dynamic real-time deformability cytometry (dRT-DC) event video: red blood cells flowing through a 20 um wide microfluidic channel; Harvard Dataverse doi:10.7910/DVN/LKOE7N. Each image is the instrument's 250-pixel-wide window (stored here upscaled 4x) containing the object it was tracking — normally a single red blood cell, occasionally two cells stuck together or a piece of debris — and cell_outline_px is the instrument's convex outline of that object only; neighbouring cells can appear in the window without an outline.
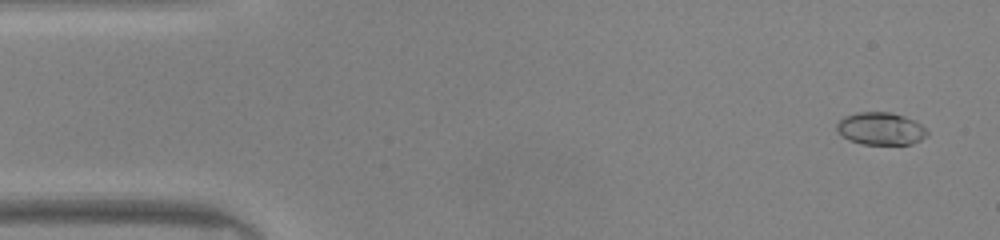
{"species": "common noctule bat (a hibernating species)", "species_latin": "Nyctalus noctula", "temperature_condition": "warm", "stored_images_in_passage": 46, "camera_frame_rate_fps": 3000, "um_per_image_px": 0.085, "animal": {"sex": "male", "body_mass_g": 20.0, "forearm_length_mm": 53.3}, "frame": {"image": 1, "passage_image": 3, "time_ms": 0.667, "image_size_px": [1000, 240], "cell_outline_px": [[928, 136], [912, 144], [860, 144], [848, 140], [836, 132], [836, 124], [844, 116], [856, 112], [888, 112], [904, 116], [916, 120], [928, 132]], "centroid_in_image_um": [74.83, 10.94], "position_along_channel_um": 10.2, "area_um2": 17.34}}
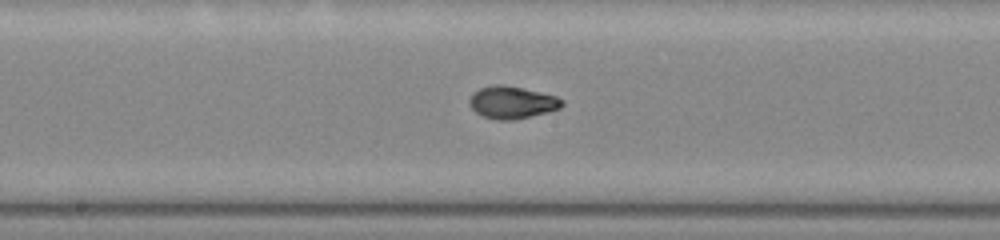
{"frame": {"image": 2, "passage_image": 25, "time_ms": 8.0, "image_size_px": [1000, 240], "cell_outline_px": [[564, 104], [560, 108], [548, 112], [512, 120], [496, 120], [484, 116], [476, 112], [472, 108], [468, 100], [480, 88], [496, 84], [504, 84], [540, 92], [556, 96], [564, 100]], "centroid_in_image_um": [43.55, 8.7], "position_along_channel_um": 204.7, "area_um2": 17.28}}
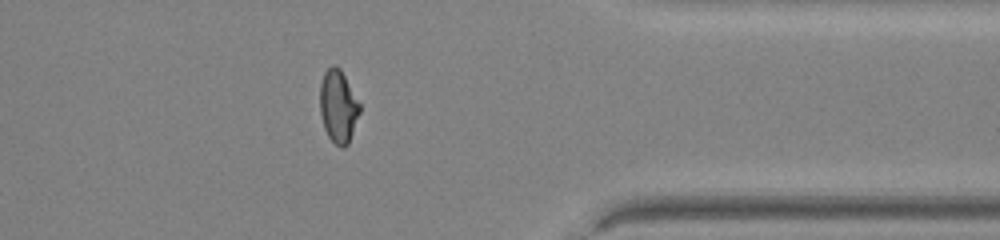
{"frame": {"image": 3, "passage_image": 39, "time_ms": 12.667, "image_size_px": [1000, 240], "cell_outline_px": [[360, 112], [348, 144], [344, 148], [340, 148], [328, 136], [324, 128], [320, 112], [320, 84], [324, 72], [332, 64], [336, 64], [340, 68], [360, 104]], "centroid_in_image_um": [28.74, 9.03], "position_along_channel_um": 382.7, "area_um2": 16.82}}